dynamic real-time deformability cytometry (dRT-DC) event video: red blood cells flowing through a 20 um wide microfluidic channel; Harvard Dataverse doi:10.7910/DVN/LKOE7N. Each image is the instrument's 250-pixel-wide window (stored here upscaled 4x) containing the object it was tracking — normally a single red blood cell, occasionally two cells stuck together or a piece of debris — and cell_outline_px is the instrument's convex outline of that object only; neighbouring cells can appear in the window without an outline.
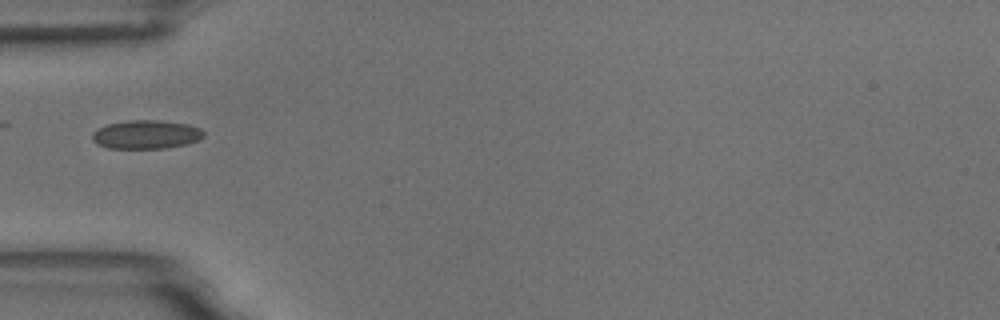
{"species": "common noctule bat (a hibernating species)", "species_latin": "Nyctalus noctula", "temperature_condition": "room temperature", "stored_images_in_passage": 11, "camera_frame_rate_fps": 3000, "um_per_image_px": 0.085, "animal": {"sex": "male", "body_mass_g": 18.8}, "frame": {"image": 1, "passage_image": 5, "time_ms": 5.667, "image_size_px": [1000, 320], "cell_outline_px": [[204, 136], [200, 140], [184, 144], [164, 148], [108, 148], [96, 144], [92, 140], [92, 132], [96, 128], [108, 124], [128, 120], [160, 120], [188, 124], [200, 128], [204, 132]], "centroid_in_image_um": [12.4, 11.42], "position_along_channel_um": 72.6, "area_um2": 18.73}}
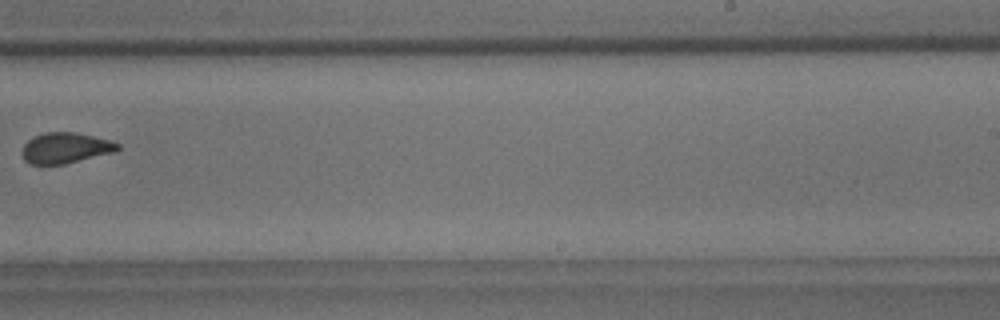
{"frame": {"image": 2, "passage_image": 10, "time_ms": 11.333, "image_size_px": [1000, 320], "cell_outline_px": [[120, 148], [116, 152], [64, 164], [28, 164], [24, 160], [24, 144], [28, 140], [44, 132], [76, 132], [112, 140], [120, 144]], "centroid_in_image_um": [5.63, 12.57], "position_along_channel_um": 283.4, "area_um2": 17.11}}